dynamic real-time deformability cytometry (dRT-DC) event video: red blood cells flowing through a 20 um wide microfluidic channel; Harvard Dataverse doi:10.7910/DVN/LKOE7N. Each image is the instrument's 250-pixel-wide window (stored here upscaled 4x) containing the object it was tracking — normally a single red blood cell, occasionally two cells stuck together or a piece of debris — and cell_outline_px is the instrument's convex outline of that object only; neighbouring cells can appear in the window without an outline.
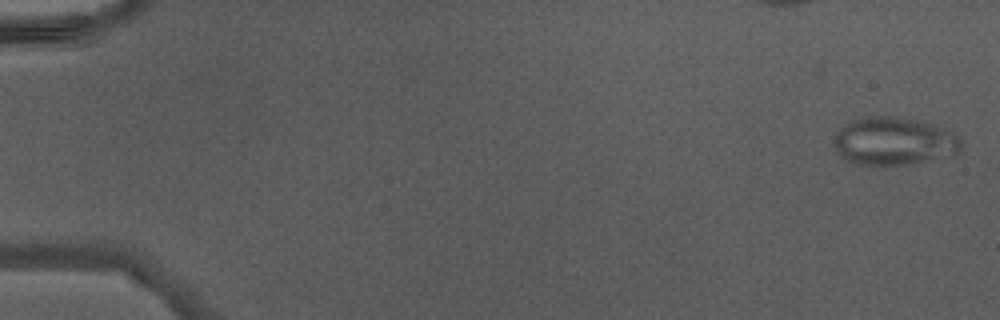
{"species": "Egyptian fruit bat (a non-hibernating species)", "species_latin": "Rousettus aegyptiacus", "temperature_condition": "warm", "stored_images_in_passage": 16, "camera_frame_rate_fps": 3000, "um_per_image_px": 0.085, "animal": {"sex": "male"}, "frame": {"image": 1, "passage_image": 1, "time_ms": 0.0, "image_size_px": [1000, 320], "cell_outline_px": [[964, 144], [960, 152], [952, 156], [908, 164], [856, 164], [844, 160], [840, 156], [836, 148], [836, 136], [840, 128], [844, 124], [852, 120], [864, 116], [892, 116], [916, 120], [932, 124], [944, 128], [956, 136]], "centroid_in_image_um": [76.01, 12.0], "position_along_channel_um": 9.0, "area_um2": 35.43}}